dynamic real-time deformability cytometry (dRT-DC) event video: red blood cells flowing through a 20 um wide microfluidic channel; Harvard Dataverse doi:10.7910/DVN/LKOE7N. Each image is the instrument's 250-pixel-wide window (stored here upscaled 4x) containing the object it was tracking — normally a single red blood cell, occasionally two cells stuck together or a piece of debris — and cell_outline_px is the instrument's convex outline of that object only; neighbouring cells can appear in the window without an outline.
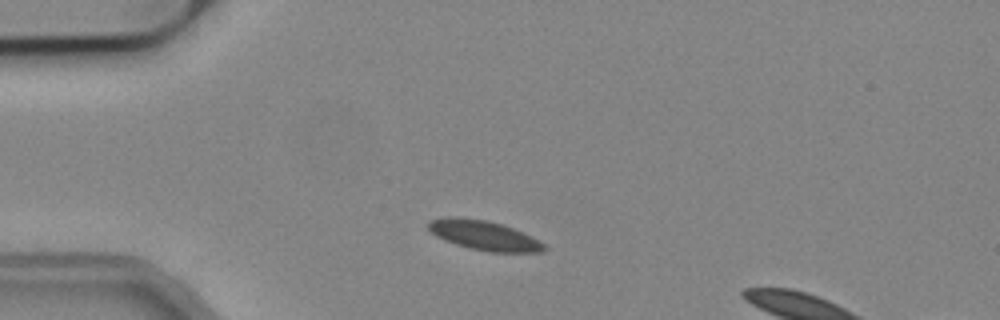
{"species": "common noctule bat (a hibernating species)", "species_latin": "Nyctalus noctula", "temperature_condition": "cold", "stored_images_in_passage": 9, "camera_frame_rate_fps": 3000, "um_per_image_px": 0.085, "animal": {"sex": "male", "body_mass_g": 19.2, "forearm_length_mm": 51.8}, "frame": {"image": 1, "passage_image": 6, "time_ms": 1.667, "image_size_px": [1000, 320], "cell_outline_px": [[548, 248], [544, 252], [488, 252], [456, 244], [444, 240], [436, 236], [428, 228], [428, 220], [448, 216], [460, 216], [484, 220], [500, 224], [512, 228], [544, 244]], "centroid_in_image_um": [41.09, 20.0], "position_along_channel_um": 43.9, "area_um2": 19.71}}